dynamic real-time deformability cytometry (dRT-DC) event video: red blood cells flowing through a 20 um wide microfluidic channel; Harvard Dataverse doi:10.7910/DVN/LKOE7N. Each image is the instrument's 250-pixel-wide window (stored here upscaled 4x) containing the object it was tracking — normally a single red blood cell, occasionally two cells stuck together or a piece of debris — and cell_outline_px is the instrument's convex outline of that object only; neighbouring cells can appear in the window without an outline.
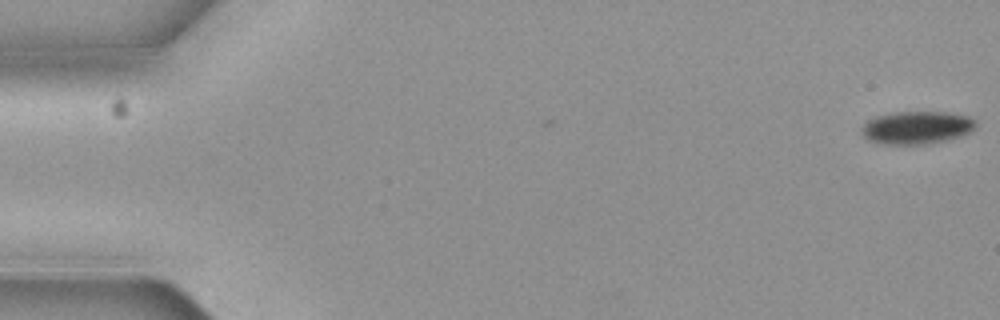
{"species": "common noctule bat (a hibernating species)", "species_latin": "Nyctalus noctula", "temperature_condition": "cold", "stored_images_in_passage": 4, "camera_frame_rate_fps": 3000, "um_per_image_px": 0.085, "animal": {"sex": "female", "body_mass_g": 19.3, "forearm_length_mm": 54.1}, "frame": {"image": 1, "passage_image": 1, "time_ms": 0.0, "image_size_px": [1000, 320], "cell_outline_px": [[976, 128], [972, 132], [948, 140], [928, 144], [876, 144], [868, 140], [860, 132], [864, 124], [868, 120], [876, 116], [896, 112], [940, 112], [968, 116], [976, 124]], "centroid_in_image_um": [77.9, 10.86], "position_along_channel_um": 7.1, "area_um2": 21.91}}